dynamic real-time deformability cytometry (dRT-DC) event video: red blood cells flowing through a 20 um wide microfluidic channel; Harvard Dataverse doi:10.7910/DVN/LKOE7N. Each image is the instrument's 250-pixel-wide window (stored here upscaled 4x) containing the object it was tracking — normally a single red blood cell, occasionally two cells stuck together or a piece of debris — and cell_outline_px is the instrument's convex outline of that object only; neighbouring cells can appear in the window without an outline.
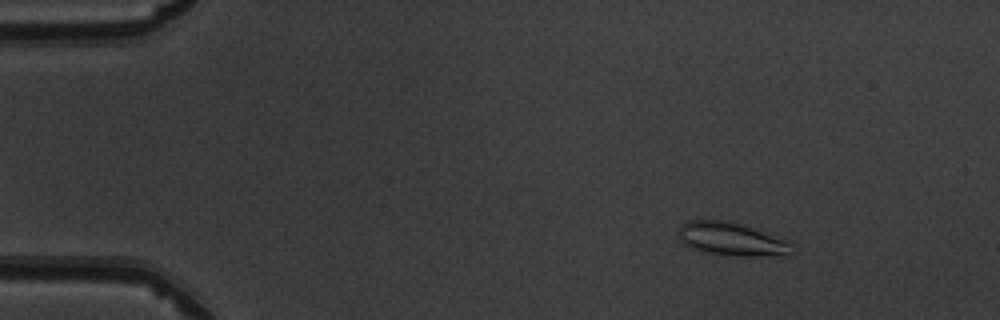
{"species": "common noctule bat (a hibernating species)", "species_latin": "Nyctalus noctula", "temperature_condition": "warm", "stored_images_in_passage": 52, "camera_frame_rate_fps": 3000, "um_per_image_px": 0.085, "animal": {"sex": "male", "body_mass_g": 19.5, "forearm_length_mm": 54.6}, "frame": {"image": 1, "passage_image": 8, "time_ms": 2.333, "image_size_px": [1000, 320], "cell_outline_px": [[792, 252], [788, 256], [740, 256], [704, 252], [692, 248], [684, 244], [680, 240], [680, 224], [688, 220], [732, 220], [784, 240], [792, 244]], "centroid_in_image_um": [62.18, 20.32], "position_along_channel_um": 22.8, "area_um2": 21.91}}
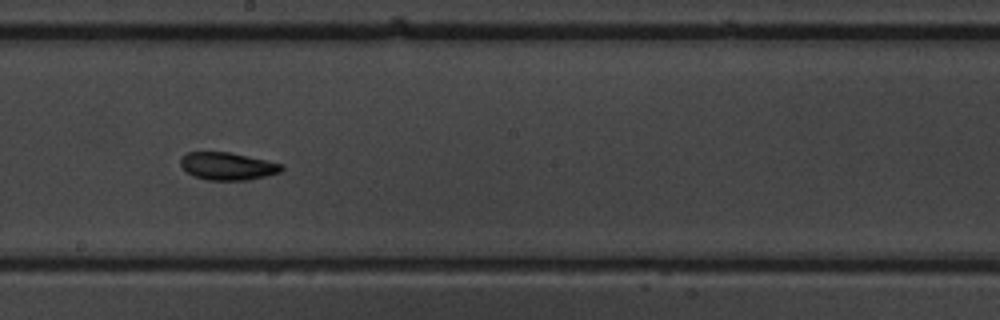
{"frame": {"image": 2, "passage_image": 30, "time_ms": 9.667, "image_size_px": [1000, 320], "cell_outline_px": [[284, 168], [280, 172], [248, 180], [204, 180], [192, 176], [180, 164], [180, 156], [188, 152], [228, 152], [284, 164]], "centroid_in_image_um": [19.32, 14.13], "position_along_channel_um": 228.9, "area_um2": 16.24}}
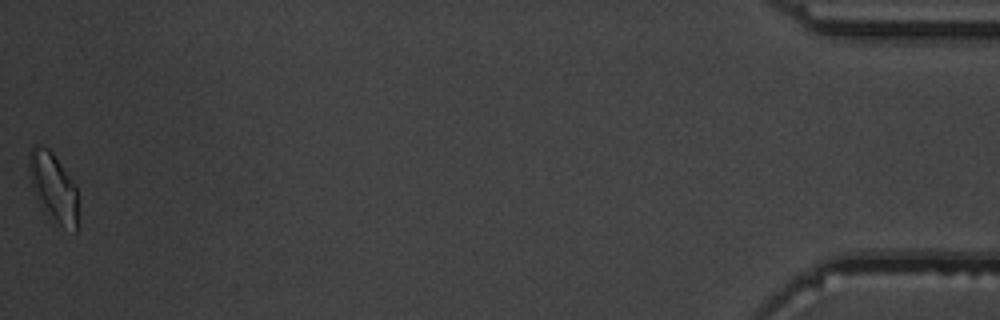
{"frame": {"image": 3, "passage_image": 52, "time_ms": 17.0, "image_size_px": [1000, 320], "cell_outline_px": [[76, 232], [60, 224], [36, 200], [32, 188], [28, 168], [28, 152], [32, 144], [36, 144], [48, 148], [52, 152], [76, 188]], "centroid_in_image_um": [4.46, 15.82], "position_along_channel_um": 430.7, "area_um2": 18.96}, "authors_computed_cell_mechanics": {"area_um2": 16.8776, "velocity_mm_per_s": 4.0048, "shape_relaxation_time_tau1_ms": 3.736, "shape_relaxation_time_tau2_ms": 3.0189, "deformation_change_tau1": 0.1002, "deformation_change_tau2": 0.0942}}